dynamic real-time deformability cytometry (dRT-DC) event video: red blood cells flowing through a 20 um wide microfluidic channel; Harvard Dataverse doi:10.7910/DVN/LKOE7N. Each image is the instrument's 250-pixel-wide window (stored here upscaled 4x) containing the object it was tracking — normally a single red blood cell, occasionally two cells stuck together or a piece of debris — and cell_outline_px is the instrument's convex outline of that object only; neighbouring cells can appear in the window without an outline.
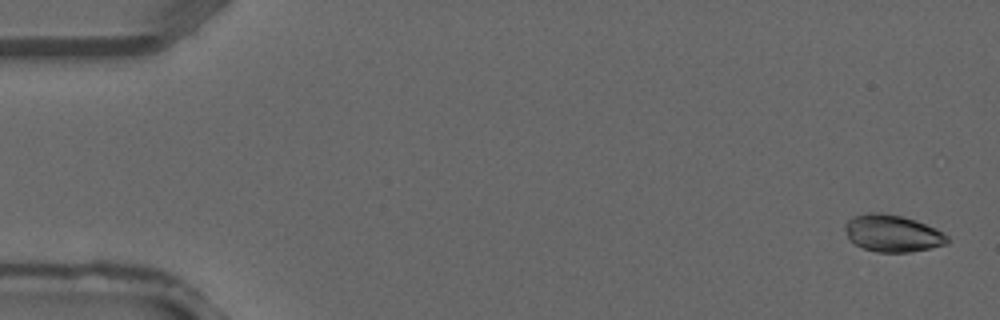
{"species": "common noctule bat (a hibernating species)", "species_latin": "Nyctalus noctula", "temperature_condition": "warm", "stored_images_in_passage": 5, "camera_frame_rate_fps": 3000, "um_per_image_px": 0.085, "animal": {"sex": "male", "forearm_length_mm": 52.5}, "frame": {"image": 1, "passage_image": 1, "time_ms": 0.0, "image_size_px": [1000, 320], "cell_outline_px": [[952, 240], [948, 244], [908, 252], [876, 252], [864, 248], [856, 244], [848, 236], [844, 228], [844, 224], [848, 220], [856, 216], [868, 212], [880, 212], [900, 216], [916, 220], [936, 228], [944, 232]], "centroid_in_image_um": [75.91, 19.83], "position_along_channel_um": 9.1, "area_um2": 22.02}}
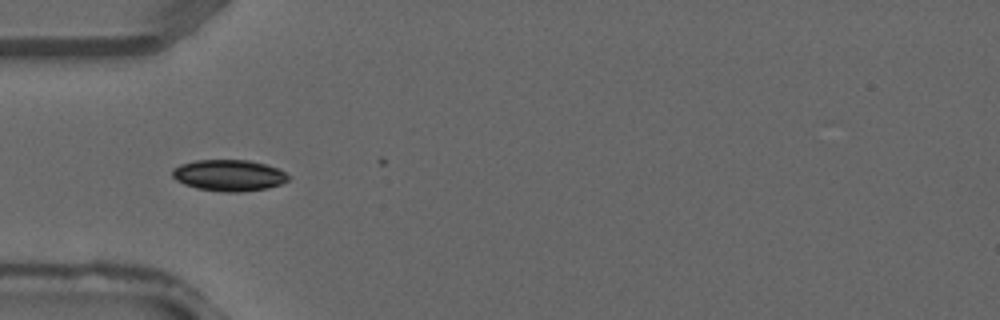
{"frame": {"image": 2, "passage_image": 4, "time_ms": 1.0, "image_size_px": [1000, 320], "cell_outline_px": [[292, 176], [288, 180], [280, 184], [268, 188], [240, 192], [220, 192], [196, 188], [184, 184], [176, 180], [172, 176], [172, 168], [180, 164], [196, 160], [248, 160], [268, 164], [280, 168]], "centroid_in_image_um": [19.49, 14.9], "position_along_channel_um": 65.5, "area_um2": 21.56}}
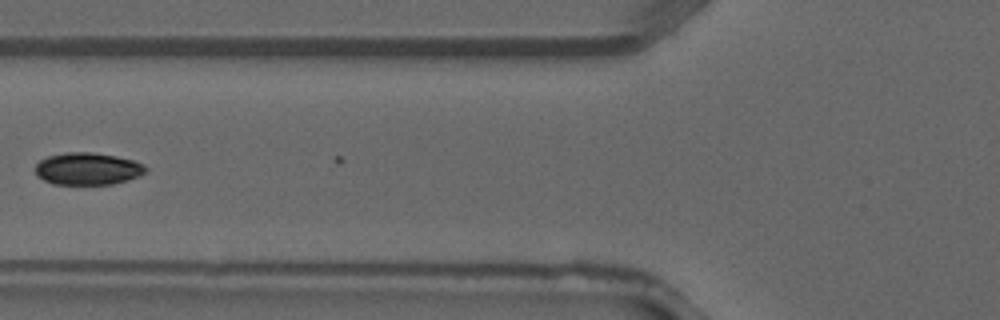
{"frame": {"image": 3, "passage_image": 5, "time_ms": 1.333, "image_size_px": [1000, 320], "cell_outline_px": [[148, 172], [140, 176], [112, 184], [52, 184], [36, 176], [36, 164], [40, 160], [48, 156], [64, 152], [92, 152], [116, 156], [132, 160], [144, 164], [148, 168]], "centroid_in_image_um": [7.46, 14.34], "position_along_channel_um": 118.3, "area_um2": 20.87}}